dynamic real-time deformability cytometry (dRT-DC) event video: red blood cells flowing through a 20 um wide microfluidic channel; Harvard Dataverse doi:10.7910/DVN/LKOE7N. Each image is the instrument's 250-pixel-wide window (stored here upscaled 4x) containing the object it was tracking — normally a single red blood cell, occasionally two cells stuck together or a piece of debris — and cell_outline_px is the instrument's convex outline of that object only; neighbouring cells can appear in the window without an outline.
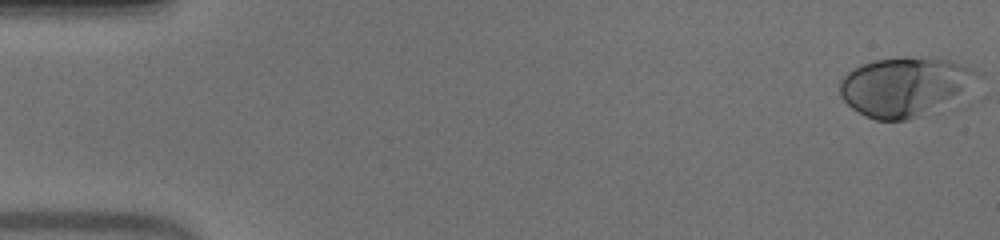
{"species": "human", "species_latin": "Homo sapiens", "temperature_condition": "warm", "stored_images_in_passage": 52, "camera_frame_rate_fps": 3000, "um_per_image_px": 0.085, "donor": {"sex": "male"}, "frame": {"image": 1, "passage_image": 1, "time_ms": 0.0, "image_size_px": [1000, 240], "cell_outline_px": [[980, 72], [960, 96], [924, 116], [908, 120], [876, 120], [864, 116], [852, 108], [840, 96], [840, 80], [852, 68], [872, 60], [944, 60], [976, 68]], "centroid_in_image_um": [76.85, 7.42], "position_along_channel_um": 8.1, "area_um2": 46.18}}
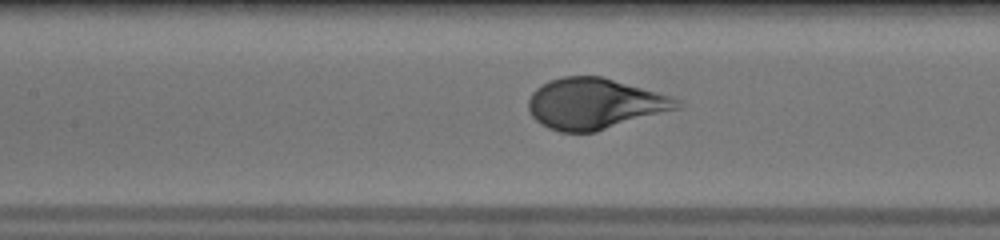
{"frame": {"image": 2, "passage_image": 24, "time_ms": 7.667, "image_size_px": [1000, 240], "cell_outline_px": [[680, 108], [596, 132], [560, 132], [548, 128], [540, 124], [532, 116], [528, 108], [528, 100], [532, 92], [536, 88], [552, 80], [564, 76], [600, 76], [656, 92], [680, 100]], "centroid_in_image_um": [50.51, 8.83], "position_along_channel_um": 156.9, "area_um2": 43.64}}
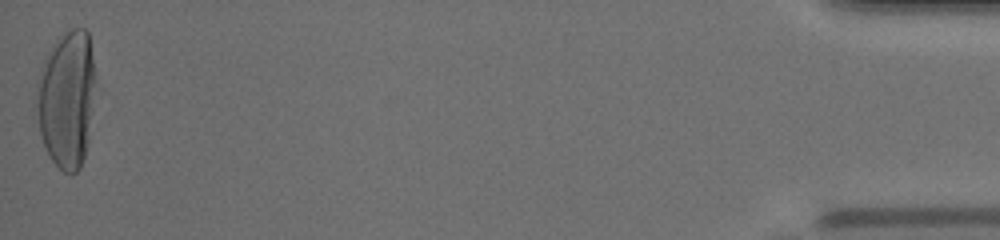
{"frame": {"image": 3, "passage_image": 52, "time_ms": 17.0, "image_size_px": [1000, 240], "cell_outline_px": [[96, 84], [88, 140], [84, 156], [80, 168], [72, 176], [64, 172], [52, 160], [44, 144], [40, 132], [36, 104], [36, 80], [40, 68], [52, 44], [64, 32], [72, 28], [84, 28], [88, 32], [96, 76]], "centroid_in_image_um": [5.68, 8.39], "position_along_channel_um": 429.5, "area_um2": 47.57}, "authors_computed_cell_mechanics": {"area_um2": 44.3326, "velocity_mm_per_s": 3.9338, "shape_relaxation_time_tau1_ms": 3.6409, "shape_relaxation_time_tau2_ms": null, "deformation_change_tau1": 0.224, "deformation_change_tau2": null}}